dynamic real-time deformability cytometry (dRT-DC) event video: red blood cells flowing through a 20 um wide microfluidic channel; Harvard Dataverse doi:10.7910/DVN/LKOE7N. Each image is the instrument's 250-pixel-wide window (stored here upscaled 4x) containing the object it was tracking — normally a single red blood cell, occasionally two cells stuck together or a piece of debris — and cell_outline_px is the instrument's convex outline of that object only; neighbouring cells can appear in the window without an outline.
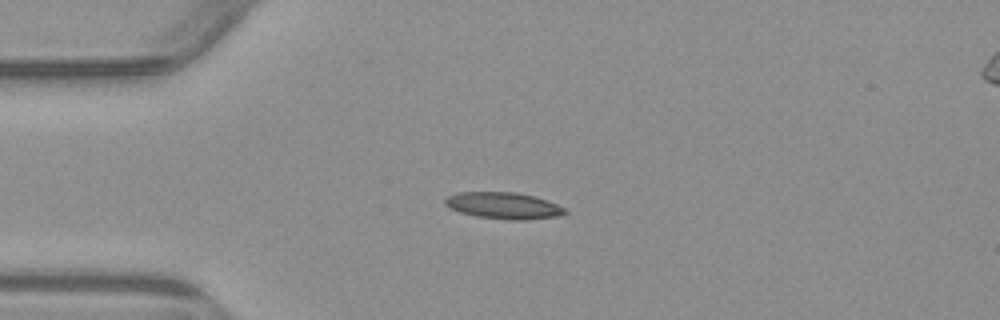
{"species": "common noctule bat (a hibernating species)", "species_latin": "Nyctalus noctula", "temperature_condition": "warm", "stored_images_in_passage": 5, "camera_frame_rate_fps": 3000, "um_per_image_px": 0.085, "animal": {"sex": "male", "body_mass_g": 23.1, "forearm_length_mm": 52.7}, "frame": {"image": 1, "passage_image": 3, "time_ms": 2.333, "image_size_px": [1000, 320], "cell_outline_px": [[568, 212], [560, 216], [524, 220], [512, 220], [476, 216], [460, 212], [444, 204], [444, 200], [448, 196], [456, 192], [516, 192], [536, 196], [548, 200], [564, 208]], "centroid_in_image_um": [42.83, 17.47], "position_along_channel_um": 42.2, "area_um2": 18.61}}
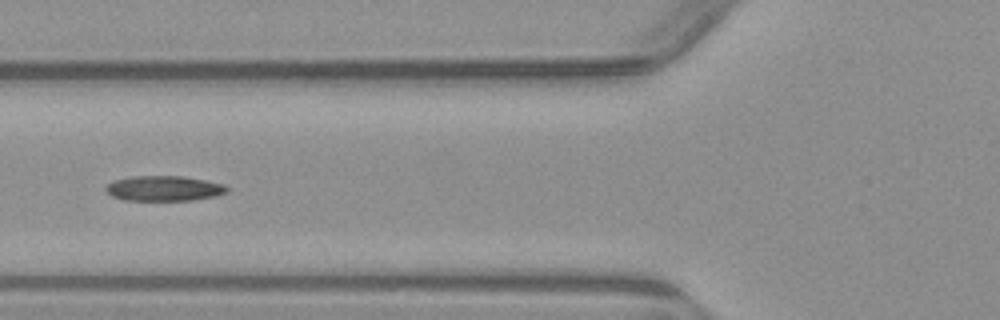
{"frame": {"image": 2, "passage_image": 5, "time_ms": 4.667, "image_size_px": [1000, 320], "cell_outline_px": [[228, 192], [216, 196], [192, 200], [124, 200], [112, 196], [104, 188], [112, 180], [132, 176], [184, 176], [224, 184], [228, 188]], "centroid_in_image_um": [13.94, 16.01], "position_along_channel_um": 111.9, "area_um2": 17.8}}